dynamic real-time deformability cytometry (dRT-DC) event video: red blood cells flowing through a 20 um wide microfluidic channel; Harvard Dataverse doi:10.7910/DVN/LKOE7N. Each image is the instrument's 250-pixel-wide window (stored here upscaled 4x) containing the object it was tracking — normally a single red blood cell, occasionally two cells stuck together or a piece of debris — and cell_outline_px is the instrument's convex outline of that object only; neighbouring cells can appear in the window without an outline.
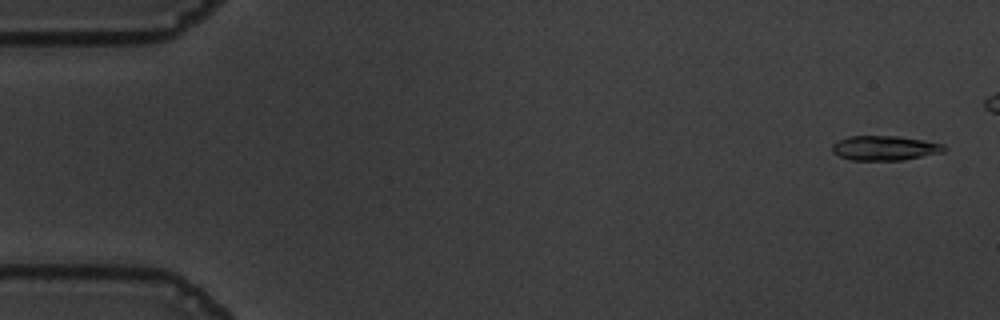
{"species": "common noctule bat (a hibernating species)", "species_latin": "Nyctalus noctula", "temperature_condition": "warm", "stored_images_in_passage": 49, "camera_frame_rate_fps": 3000, "um_per_image_px": 0.085, "animal": {"sex": "male", "body_mass_g": 19.5, "forearm_length_mm": 54.6}, "frame": {"image": 1, "passage_image": 2, "time_ms": 0.333, "image_size_px": [1000, 320], "cell_outline_px": [[948, 148], [944, 152], [904, 160], [852, 160], [840, 156], [832, 152], [832, 144], [848, 136], [900, 136], [924, 140], [944, 144]], "centroid_in_image_um": [75.25, 12.58], "position_along_channel_um": 9.8, "area_um2": 16.18}}
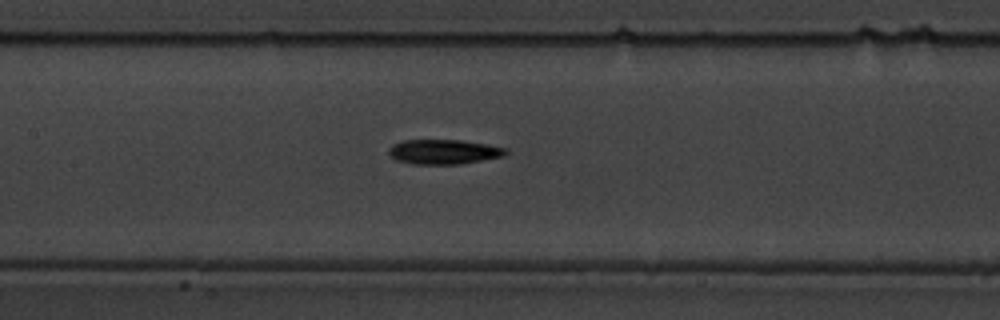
{"frame": {"image": 2, "passage_image": 26, "time_ms": 8.333, "image_size_px": [1000, 320], "cell_outline_px": [[508, 152], [504, 156], [460, 164], [412, 164], [396, 160], [388, 152], [388, 148], [392, 144], [404, 140], [460, 140], [508, 148]], "centroid_in_image_um": [37.7, 12.9], "position_along_channel_um": 169.7, "area_um2": 16.82}}
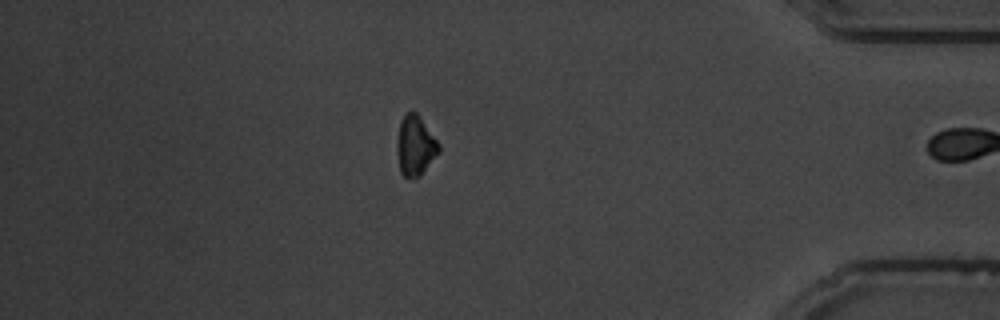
{"frame": {"image": 3, "passage_image": 48, "time_ms": 15.667, "image_size_px": [1000, 320], "cell_outline_px": [[440, 152], [420, 176], [404, 176], [400, 172], [396, 148], [396, 144], [400, 120], [412, 108], [416, 112], [440, 144]], "centroid_in_image_um": [35.3, 12.36], "position_along_channel_um": 399.9, "area_um2": 14.62}, "authors_computed_cell_mechanics": {"area_um2": 16.184, "velocity_mm_per_s": 3.6465, "shape_relaxation_time_tau1_ms": 2.4402, "shape_relaxation_time_tau2_ms": null, "deformation_change_tau1": 0.1457, "deformation_change_tau2": null}}